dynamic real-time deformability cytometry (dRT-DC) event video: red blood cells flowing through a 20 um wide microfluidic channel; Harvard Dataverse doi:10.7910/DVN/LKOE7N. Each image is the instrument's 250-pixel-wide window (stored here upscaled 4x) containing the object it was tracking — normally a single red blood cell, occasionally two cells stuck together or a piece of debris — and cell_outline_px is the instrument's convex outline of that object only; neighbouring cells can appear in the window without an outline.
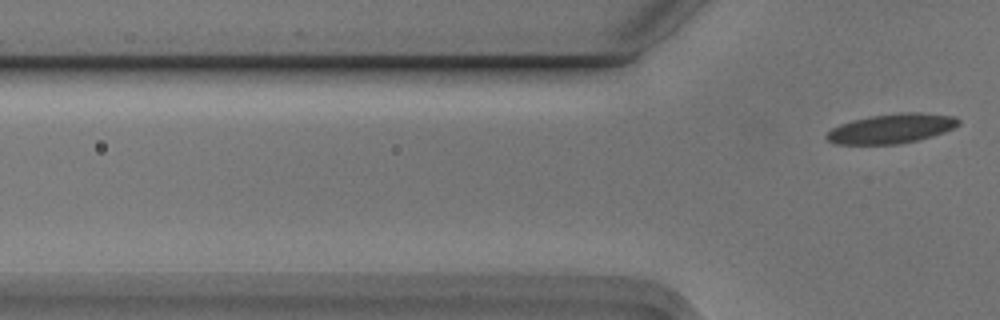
{"species": "Egyptian fruit bat (a non-hibernating species)", "species_latin": "Rousettus aegyptiacus", "temperature_condition": "cold", "stored_images_in_passage": 3, "segment_of_instrument_passage": [2, 2], "camera_frame_rate_fps": 3000, "um_per_image_px": 0.085, "animal": {"sex": "male"}, "frame": {"image": 1, "passage_image": 3, "time_ms": 0.667, "image_size_px": [1000, 320], "cell_outline_px": [[960, 124], [944, 132], [932, 136], [900, 144], [836, 144], [828, 140], [824, 136], [832, 128], [840, 124], [852, 120], [868, 116], [900, 112], [920, 112], [956, 116], [960, 120]], "centroid_in_image_um": [75.78, 10.91], "position_along_channel_um": 50.0, "area_um2": 22.83}}